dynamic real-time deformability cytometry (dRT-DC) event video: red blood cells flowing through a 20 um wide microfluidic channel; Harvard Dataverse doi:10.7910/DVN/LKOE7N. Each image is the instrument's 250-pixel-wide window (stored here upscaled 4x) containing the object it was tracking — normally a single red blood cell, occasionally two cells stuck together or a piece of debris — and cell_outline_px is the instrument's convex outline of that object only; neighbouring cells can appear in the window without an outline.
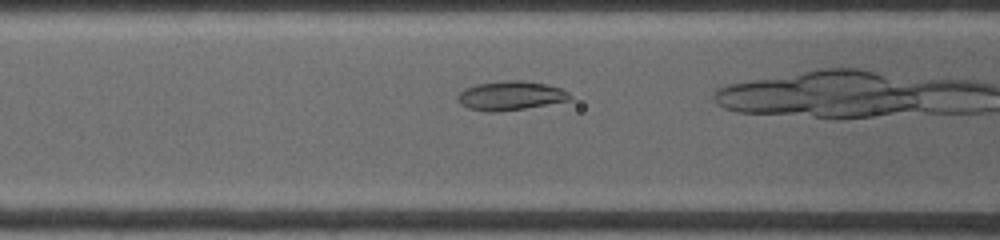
{"species": "common noctule bat (a hibernating species)", "species_latin": "Nyctalus noctula", "temperature_condition": "warm", "stored_images_in_passage": 37, "camera_frame_rate_fps": 4500, "um_per_image_px": 0.085, "animal": {"sex": "female", "body_mass_g": 19.0, "forearm_length_mm": 53.3}, "frame": {"image": 1, "passage_image": 6, "time_ms": 2.0, "image_size_px": [1000, 240], "cell_outline_px": [[572, 100], [524, 108], [496, 112], [488, 112], [468, 108], [460, 104], [456, 100], [456, 96], [464, 88], [476, 84], [504, 80], [520, 80], [544, 84], [560, 88], [568, 92], [572, 96]], "centroid_in_image_um": [43.36, 8.13], "position_along_channel_um": 123.2, "area_um2": 19.07}}